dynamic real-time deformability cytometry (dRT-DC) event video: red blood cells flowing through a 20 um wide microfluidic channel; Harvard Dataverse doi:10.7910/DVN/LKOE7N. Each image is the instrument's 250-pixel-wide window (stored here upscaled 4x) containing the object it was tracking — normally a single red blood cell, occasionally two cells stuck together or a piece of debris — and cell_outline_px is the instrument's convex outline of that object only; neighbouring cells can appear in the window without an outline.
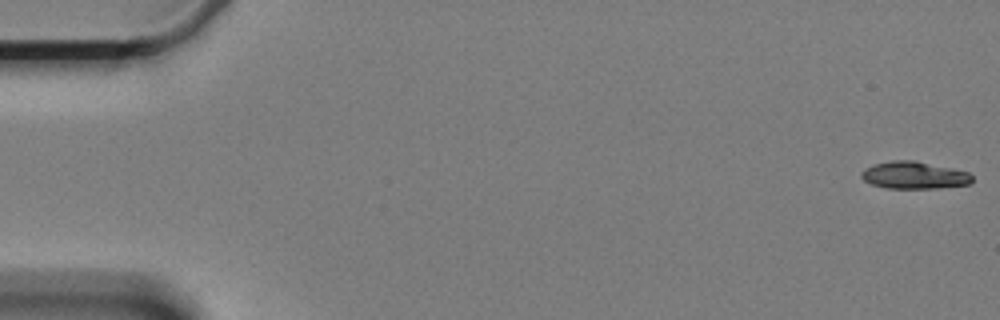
{"species": "Egyptian fruit bat (a non-hibernating species)", "species_latin": "Rousettus aegyptiacus", "temperature_condition": "cold", "stored_images_in_passage": 5, "camera_frame_rate_fps": 3000, "um_per_image_px": 0.085, "animal": {"sex": "female"}, "frame": {"image": 1, "passage_image": 1, "time_ms": 0.0, "image_size_px": [1000, 320], "cell_outline_px": [[972, 180], [968, 184], [936, 188], [888, 188], [872, 184], [864, 180], [860, 176], [860, 172], [872, 164], [892, 160], [912, 160], [952, 168], [968, 172], [972, 176]], "centroid_in_image_um": [77.66, 14.89], "position_along_channel_um": 7.3, "area_um2": 17.46}}
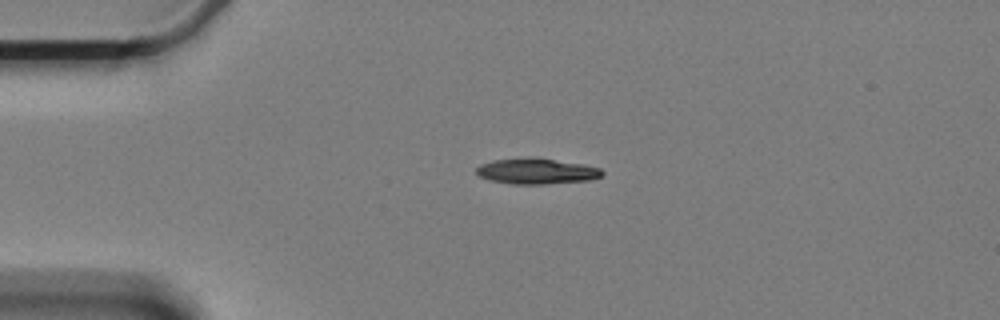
{"frame": {"image": 2, "passage_image": 4, "time_ms": 4.333, "image_size_px": [1000, 320], "cell_outline_px": [[604, 172], [600, 176], [588, 180], [544, 184], [512, 184], [492, 180], [480, 176], [476, 172], [476, 168], [480, 164], [492, 160], [532, 156], [536, 156], [580, 164], [600, 168]], "centroid_in_image_um": [45.57, 14.53], "position_along_channel_um": 39.4, "area_um2": 18.84}}